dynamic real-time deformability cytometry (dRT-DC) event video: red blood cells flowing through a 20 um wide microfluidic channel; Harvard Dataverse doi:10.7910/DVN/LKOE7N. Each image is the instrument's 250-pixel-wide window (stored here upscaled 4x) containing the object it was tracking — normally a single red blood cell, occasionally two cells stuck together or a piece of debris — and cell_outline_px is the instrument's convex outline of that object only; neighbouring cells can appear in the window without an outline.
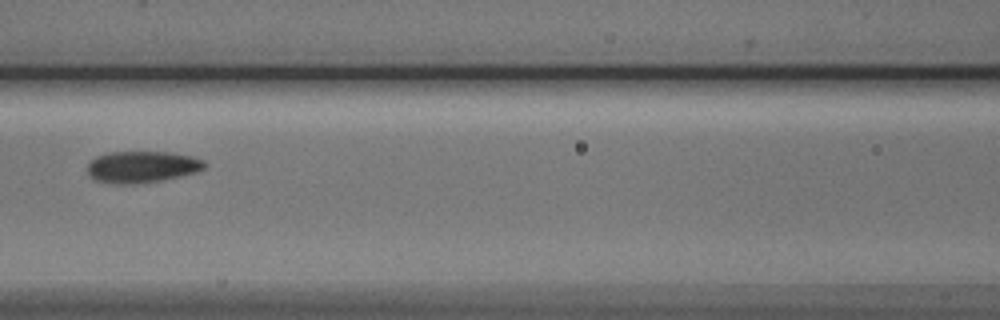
{"species": "Egyptian fruit bat (a non-hibernating species)", "species_latin": "Rousettus aegyptiacus", "temperature_condition": "cold", "stored_images_in_passage": 3, "camera_frame_rate_fps": 3000, "um_per_image_px": 0.085, "animal": {"sex": "male"}, "frame": {"image": 1, "passage_image": 3, "time_ms": 2.333, "image_size_px": [1000, 320], "cell_outline_px": [[208, 164], [204, 168], [196, 172], [180, 176], [160, 180], [124, 184], [116, 184], [96, 180], [88, 176], [88, 160], [96, 156], [108, 152], [168, 152], [192, 156], [204, 160]], "centroid_in_image_um": [12.05, 14.17], "position_along_channel_um": 154.5, "area_um2": 21.56}}